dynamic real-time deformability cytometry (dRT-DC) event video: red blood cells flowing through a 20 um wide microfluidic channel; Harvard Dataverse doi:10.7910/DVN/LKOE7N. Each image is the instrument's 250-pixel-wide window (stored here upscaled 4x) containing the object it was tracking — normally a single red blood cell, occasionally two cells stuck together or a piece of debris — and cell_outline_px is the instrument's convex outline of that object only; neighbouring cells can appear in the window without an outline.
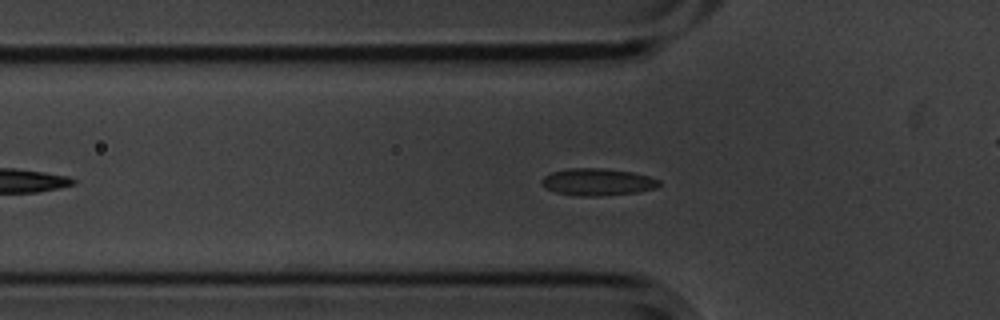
{"species": "common noctule bat (a hibernating species)", "species_latin": "Nyctalus noctula", "temperature_condition": "cold", "stored_images_in_passage": 33, "camera_frame_rate_fps": 3000, "um_per_image_px": 0.085, "animal": {"sex": "male", "body_mass_g": 20.1, "forearm_length_mm": 53.5}, "frame": {"image": 1, "passage_image": 4, "time_ms": 1.0, "image_size_px": [1000, 320], "cell_outline_px": [[660, 184], [656, 188], [640, 192], [600, 196], [580, 196], [556, 192], [544, 188], [540, 184], [540, 180], [544, 176], [552, 172], [568, 168], [604, 168], [632, 172], [648, 176], [660, 180]], "centroid_in_image_um": [50.77, 15.47], "position_along_channel_um": 75.0, "area_um2": 18.73}}
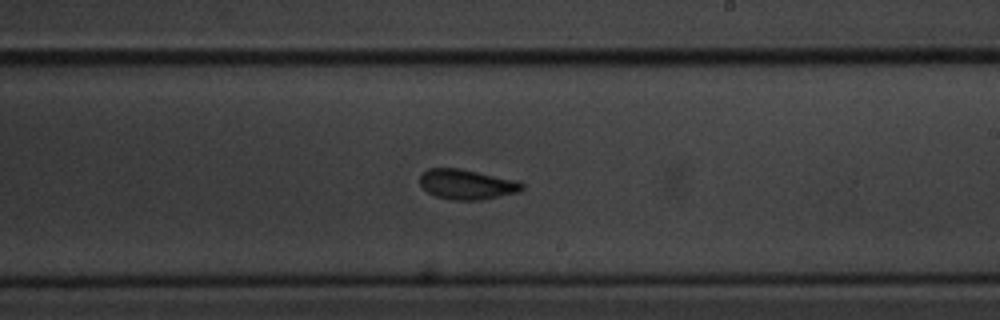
{"frame": {"image": 2, "passage_image": 19, "time_ms": 6.0, "image_size_px": [1000, 320], "cell_outline_px": [[524, 188], [520, 192], [480, 200], [452, 200], [436, 196], [428, 192], [420, 184], [420, 176], [428, 168], [460, 168], [520, 180], [524, 184]], "centroid_in_image_um": [39.74, 15.66], "position_along_channel_um": 249.3, "area_um2": 18.09}}
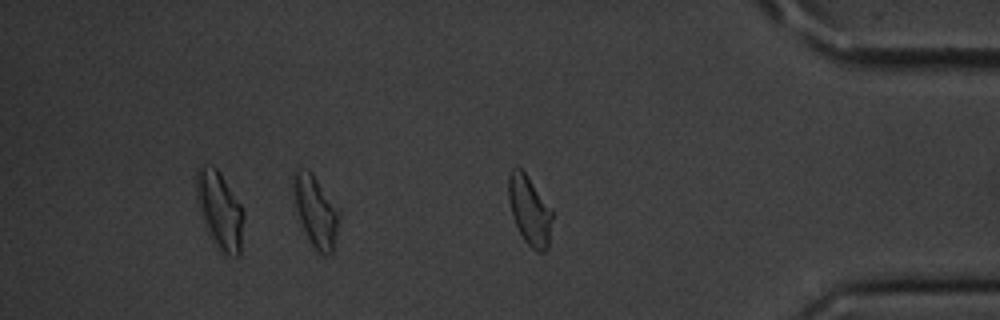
{"frame": {"image": 3, "passage_image": 33, "time_ms": 10.667, "image_size_px": [1000, 320], "cell_outline_px": [[552, 220], [548, 248], [544, 252], [536, 252], [524, 240], [512, 216], [508, 200], [508, 176], [512, 168], [520, 168], [524, 172], [552, 208]], "centroid_in_image_um": [45.01, 17.9], "position_along_channel_um": 390.2, "area_um2": 17.63}, "authors_computed_cell_mechanics": {"area_um2": 18.0336, "velocity_mm_per_s": 3.4738, "shape_relaxation_time_tau1_ms": 4.6647, "shape_relaxation_time_tau2_ms": 1.1664, "deformation_change_tau1": 0.0933, "deformation_change_tau2": 0.0721}}